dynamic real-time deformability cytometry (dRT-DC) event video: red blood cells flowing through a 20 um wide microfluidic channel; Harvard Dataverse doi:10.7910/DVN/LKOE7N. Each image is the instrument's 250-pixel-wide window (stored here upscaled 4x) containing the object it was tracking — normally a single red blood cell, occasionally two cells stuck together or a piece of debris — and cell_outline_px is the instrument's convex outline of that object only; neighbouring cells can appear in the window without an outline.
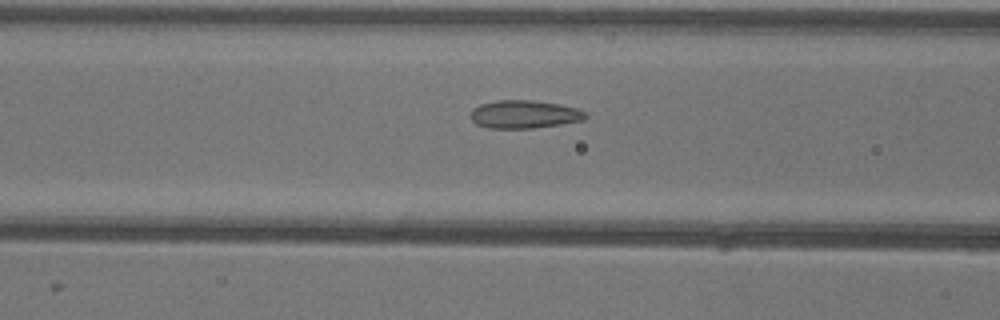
{"species": "common noctule bat (a hibernating species)", "species_latin": "Nyctalus noctula", "temperature_condition": "warm", "stored_images_in_passage": 22, "camera_frame_rate_fps": 3000, "um_per_image_px": 0.085, "animal": {"sex": "female"}, "frame": {"image": 1, "passage_image": 18, "time_ms": 5.667, "image_size_px": [1000, 320], "cell_outline_px": [[588, 116], [584, 120], [560, 124], [532, 128], [488, 128], [476, 124], [472, 120], [472, 108], [480, 104], [496, 100], [532, 100], [560, 104], [576, 108], [584, 112]], "centroid_in_image_um": [44.55, 9.71], "position_along_channel_um": 122.0, "area_um2": 18.73}}
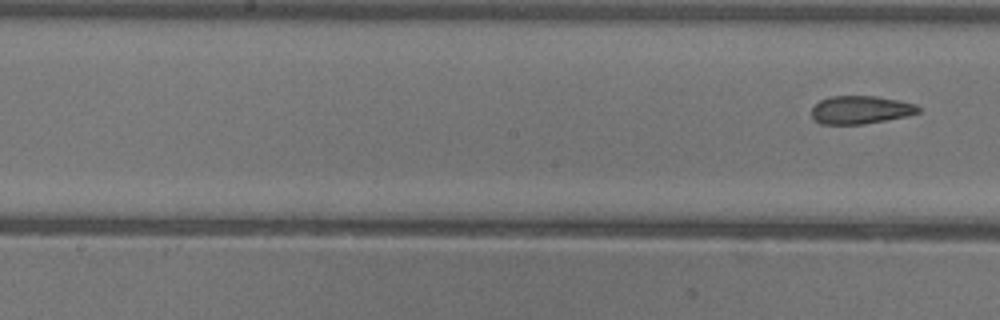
{"frame": {"image": 2, "passage_image": 22, "time_ms": 7.0, "image_size_px": [1000, 320], "cell_outline_px": [[920, 112], [908, 116], [864, 124], [820, 124], [812, 116], [812, 108], [820, 100], [832, 96], [876, 96], [916, 104], [920, 108]], "centroid_in_image_um": [73.16, 9.34], "position_along_channel_um": 175.0, "area_um2": 17.4}}